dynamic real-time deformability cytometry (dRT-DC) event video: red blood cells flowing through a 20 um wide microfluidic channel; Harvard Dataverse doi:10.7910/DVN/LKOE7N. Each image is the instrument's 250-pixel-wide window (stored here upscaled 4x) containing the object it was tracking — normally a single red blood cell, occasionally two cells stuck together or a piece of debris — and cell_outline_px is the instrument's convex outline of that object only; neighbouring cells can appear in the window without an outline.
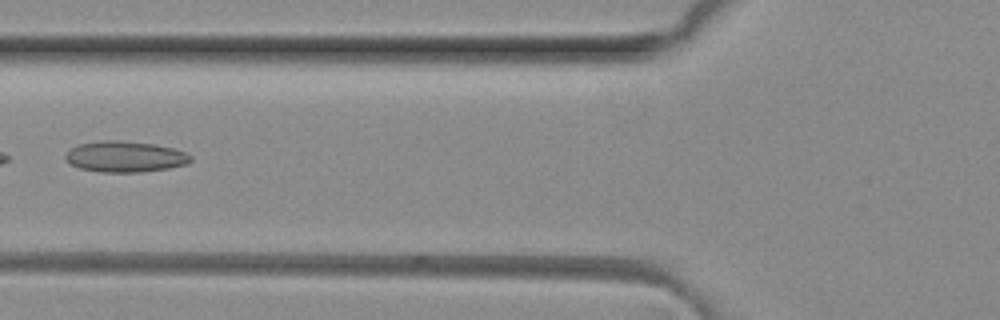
{"species": "common noctule bat (a hibernating species)", "species_latin": "Nyctalus noctula", "temperature_condition": "room temperature", "stored_images_in_passage": 6, "camera_frame_rate_fps": 3000, "um_per_image_px": 0.085, "animal": {"sex": "female", "body_mass_g": 29.2, "forearm_length_mm": 56.3}, "frame": {"image": 1, "passage_image": 6, "time_ms": 1.667, "image_size_px": [1000, 320], "cell_outline_px": [[192, 160], [188, 164], [168, 168], [140, 172], [100, 172], [80, 168], [64, 160], [64, 156], [72, 148], [80, 144], [100, 140], [120, 140], [152, 144], [172, 148], [184, 152], [192, 156]], "centroid_in_image_um": [10.63, 13.32], "position_along_channel_um": 115.2, "area_um2": 22.48}}